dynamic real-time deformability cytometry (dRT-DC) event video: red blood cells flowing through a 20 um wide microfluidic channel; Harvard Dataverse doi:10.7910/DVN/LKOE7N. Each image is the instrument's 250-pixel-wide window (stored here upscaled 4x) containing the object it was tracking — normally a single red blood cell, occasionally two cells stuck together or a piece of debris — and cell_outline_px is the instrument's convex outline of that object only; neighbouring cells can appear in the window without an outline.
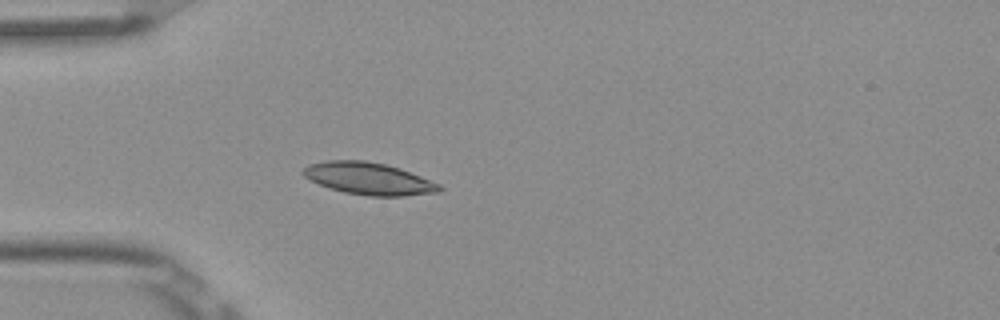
{"species": "Egyptian fruit bat (a non-hibernating species)", "species_latin": "Rousettus aegyptiacus", "temperature_condition": "room temperature", "stored_images_in_passage": 4, "camera_frame_rate_fps": 3000, "um_per_image_px": 0.085, "frame": {"image": 1, "passage_image": 4, "time_ms": 1.0, "image_size_px": [1000, 320], "cell_outline_px": [[444, 188], [440, 192], [404, 196], [368, 196], [344, 192], [320, 184], [304, 176], [300, 172], [308, 164], [328, 160], [364, 160], [384, 164], [400, 168], [440, 184]], "centroid_in_image_um": [31.36, 15.18], "position_along_channel_um": 53.6, "area_um2": 25.43}}